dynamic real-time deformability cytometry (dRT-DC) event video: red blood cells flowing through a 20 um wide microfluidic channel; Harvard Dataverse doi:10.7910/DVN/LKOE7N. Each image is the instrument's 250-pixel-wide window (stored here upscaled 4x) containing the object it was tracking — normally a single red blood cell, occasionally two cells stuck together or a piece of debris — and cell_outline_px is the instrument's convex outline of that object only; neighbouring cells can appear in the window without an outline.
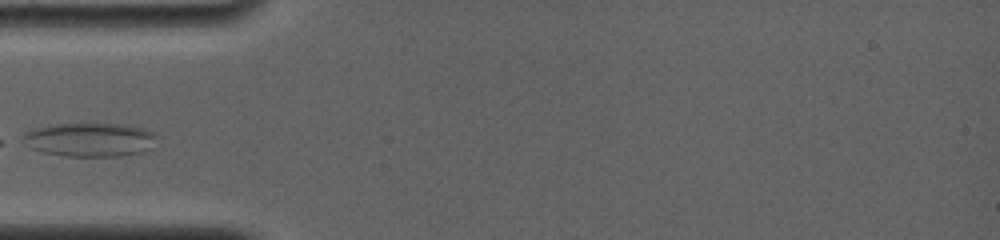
{"species": "common noctule bat (a hibernating species)", "species_latin": "Nyctalus noctula", "temperature_condition": "room temperature", "stored_images_in_passage": 38, "camera_frame_rate_fps": 4000, "um_per_image_px": 0.085, "animal": {"sex": "female", "body_mass_g": 19.0, "forearm_length_mm": 56.7}, "frame": {"image": 1, "passage_image": 1, "time_ms": 0.0, "image_size_px": [1000, 240], "cell_outline_px": [[156, 136], [148, 148], [144, 152], [120, 156], [64, 156], [44, 152], [32, 148], [16, 140], [24, 132], [32, 128], [52, 124], [120, 124], [144, 128], [152, 132]], "centroid_in_image_um": [7.51, 11.87], "position_along_channel_um": 77.5, "area_um2": 26.53}}
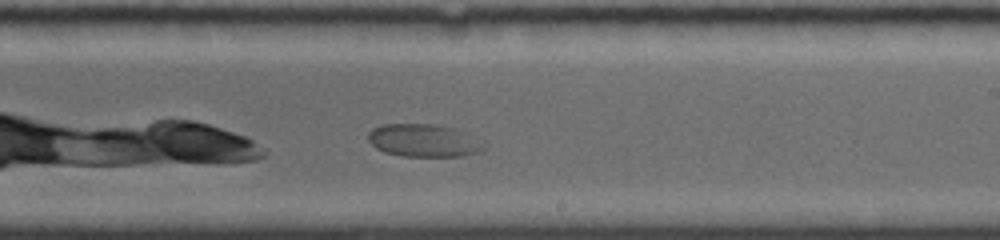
{"frame": {"image": 2, "passage_image": 20, "time_ms": 4.75, "image_size_px": [1000, 240], "cell_outline_px": [[488, 144], [484, 148], [476, 152], [460, 156], [400, 156], [384, 152], [376, 148], [368, 140], [368, 132], [372, 128], [380, 124], [432, 124], [452, 128], [464, 132]], "centroid_in_image_um": [35.97, 11.94], "position_along_channel_um": 253.0, "area_um2": 22.08}}
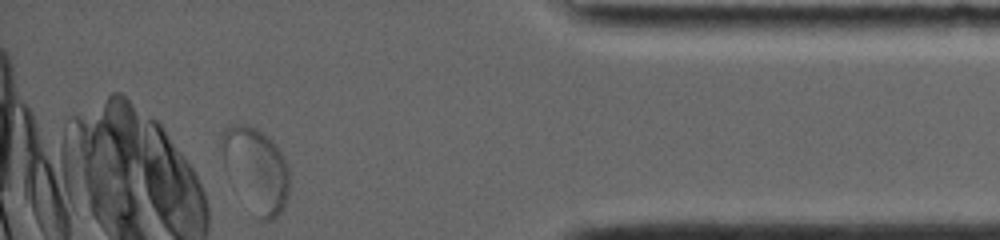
{"frame": {"image": 3, "passage_image": 38, "time_ms": 9.75, "image_size_px": [1000, 240], "cell_outline_px": [[288, 196], [284, 208], [272, 220], [260, 220], [224, 168], [220, 144], [224, 132], [228, 128], [244, 124], [260, 132], [272, 140], [280, 152], [288, 168]], "centroid_in_image_um": [21.77, 14.43], "position_along_channel_um": 413.4, "area_um2": 31.85}}